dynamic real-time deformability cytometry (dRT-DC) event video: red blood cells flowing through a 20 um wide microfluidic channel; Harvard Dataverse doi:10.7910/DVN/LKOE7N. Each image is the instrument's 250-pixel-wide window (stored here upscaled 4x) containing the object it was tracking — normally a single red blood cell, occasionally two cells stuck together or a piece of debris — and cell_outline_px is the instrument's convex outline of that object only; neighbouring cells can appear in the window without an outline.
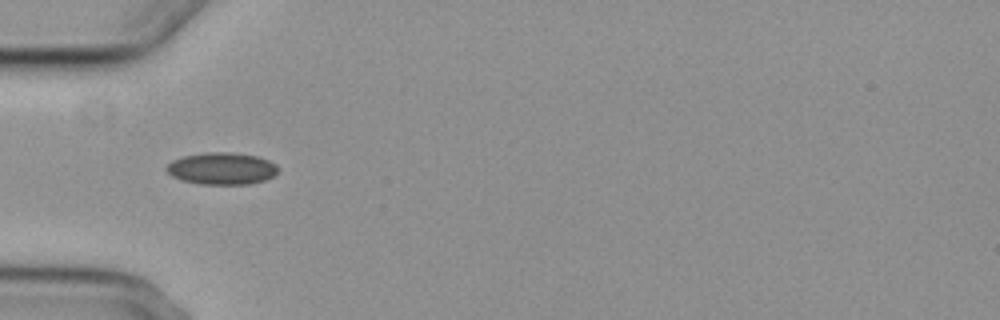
{"species": "common noctule bat (a hibernating species)", "species_latin": "Nyctalus noctula", "temperature_condition": "cold", "stored_images_in_passage": 6, "camera_frame_rate_fps": 3000, "um_per_image_px": 0.085, "animal": {"sex": "female", "body_mass_g": 29.2, "forearm_length_mm": 56.3}, "frame": {"image": 1, "passage_image": 4, "time_ms": 4.0, "image_size_px": [1000, 320], "cell_outline_px": [[276, 172], [272, 176], [264, 180], [248, 184], [200, 184], [184, 180], [172, 176], [164, 168], [172, 160], [184, 156], [204, 152], [232, 152], [256, 156], [268, 160], [276, 164]], "centroid_in_image_um": [18.82, 14.31], "position_along_channel_um": 66.2, "area_um2": 20.63}}
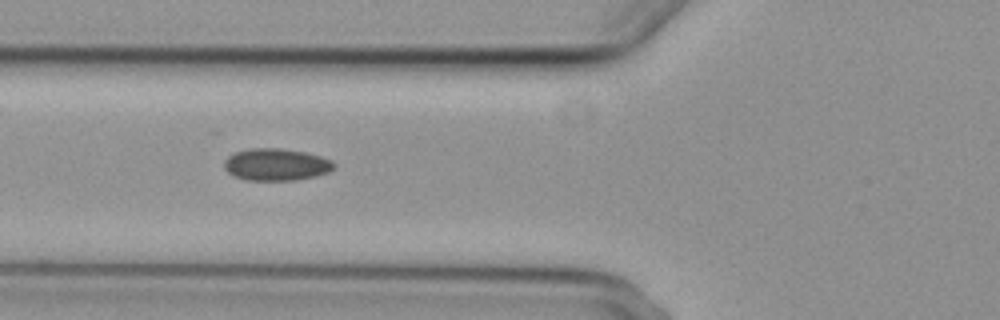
{"frame": {"image": 2, "passage_image": 5, "time_ms": 5.0, "image_size_px": [1000, 320], "cell_outline_px": [[336, 168], [328, 172], [316, 176], [296, 180], [244, 180], [232, 176], [224, 168], [224, 160], [228, 156], [236, 152], [252, 148], [280, 148], [304, 152], [320, 156], [332, 160], [336, 164]], "centroid_in_image_um": [23.48, 13.99], "position_along_channel_um": 102.3, "area_um2": 20.69}}